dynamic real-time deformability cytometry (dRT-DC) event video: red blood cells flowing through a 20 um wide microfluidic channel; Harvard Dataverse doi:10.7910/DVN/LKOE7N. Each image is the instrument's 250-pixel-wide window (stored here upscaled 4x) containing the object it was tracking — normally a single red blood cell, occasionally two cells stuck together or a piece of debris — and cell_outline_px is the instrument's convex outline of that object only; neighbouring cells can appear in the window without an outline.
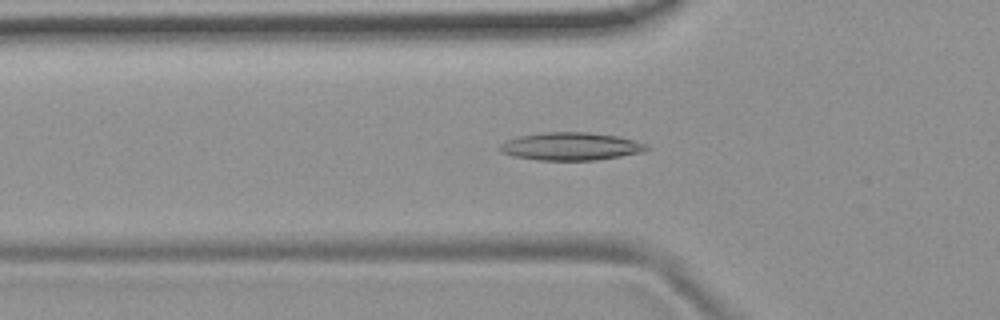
{"species": "common noctule bat (a hibernating species)", "species_latin": "Nyctalus noctula", "temperature_condition": "room temperature", "stored_images_in_passage": 54, "camera_frame_rate_fps": 3000, "um_per_image_px": 0.085, "animal": {"sex": "female", "body_mass_g": 19.9}, "frame": {"image": 1, "passage_image": 18, "time_ms": 5.667, "image_size_px": [1000, 320], "cell_outline_px": [[652, 148], [644, 152], [596, 160], [536, 160], [512, 156], [500, 152], [496, 148], [500, 144], [508, 140], [520, 136], [544, 132], [588, 132], [620, 136], [648, 144]], "centroid_in_image_um": [48.54, 12.44], "position_along_channel_um": 77.3, "area_um2": 24.1}}
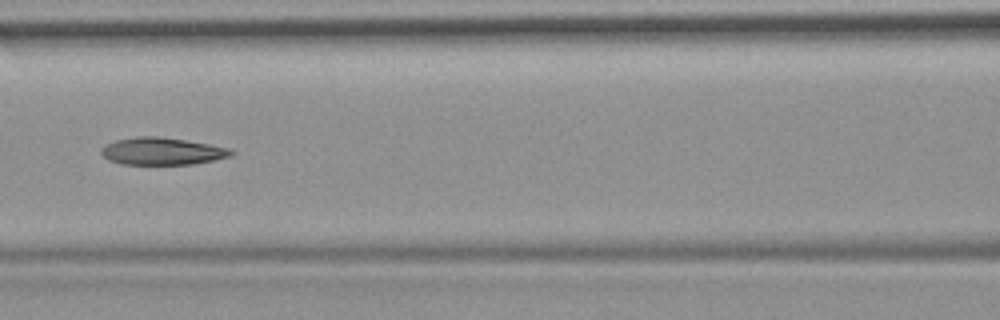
{"frame": {"image": 2, "passage_image": 24, "time_ms": 7.667, "image_size_px": [1000, 320], "cell_outline_px": [[236, 152], [232, 156], [192, 164], [120, 164], [108, 160], [100, 152], [100, 148], [116, 140], [136, 136], [156, 136], [184, 140], [208, 144], [228, 148]], "centroid_in_image_um": [13.76, 12.85], "position_along_channel_um": 152.8, "area_um2": 20.52}}
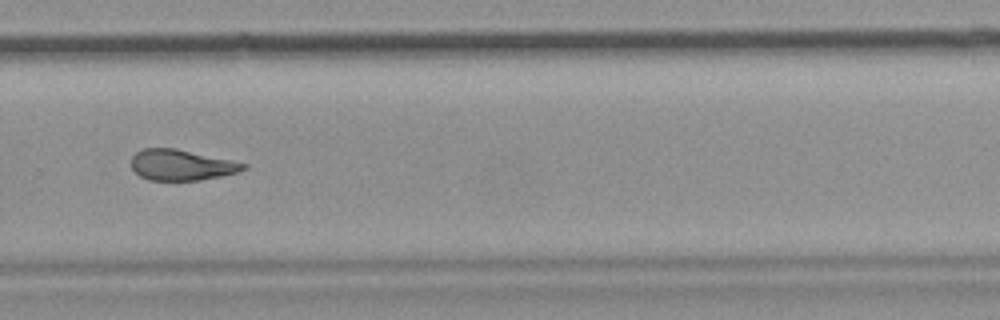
{"frame": {"image": 3, "passage_image": 37, "time_ms": 12.0, "image_size_px": [1000, 320], "cell_outline_px": [[248, 168], [240, 172], [200, 180], [148, 180], [140, 176], [132, 168], [132, 156], [136, 152], [144, 148], [176, 148], [248, 164]], "centroid_in_image_um": [15.43, 14.02], "position_along_channel_um": 314.4, "area_um2": 20.06}, "authors_computed_cell_mechanics": {"area_um2": 21.6172, "velocity_mm_per_s": 3.7487, "shape_relaxation_time_tau1_ms": null, "shape_relaxation_time_tau2_ms": 4.3563, "deformation_change_tau1": null, "deformation_change_tau2": 0.1347}}